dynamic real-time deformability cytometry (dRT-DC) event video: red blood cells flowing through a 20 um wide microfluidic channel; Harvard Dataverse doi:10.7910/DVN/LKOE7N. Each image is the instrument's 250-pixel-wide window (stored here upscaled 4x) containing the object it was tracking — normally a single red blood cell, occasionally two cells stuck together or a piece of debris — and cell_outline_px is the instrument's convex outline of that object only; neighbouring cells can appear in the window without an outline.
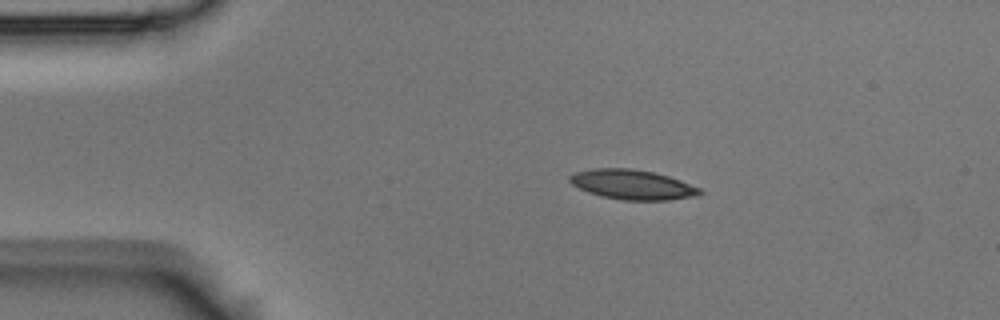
{"species": "Egyptian fruit bat (a non-hibernating species)", "species_latin": "Rousettus aegyptiacus", "temperature_condition": "room temperature", "stored_images_in_passage": 2, "camera_frame_rate_fps": 3000, "um_per_image_px": 0.085, "animal": {"sex": "male"}, "frame": {"image": 1, "passage_image": 1, "time_ms": 0.0, "image_size_px": [1000, 320], "cell_outline_px": [[704, 192], [696, 196], [668, 200], [624, 200], [600, 196], [588, 192], [572, 184], [568, 180], [568, 176], [576, 172], [592, 168], [632, 168], [652, 172], [668, 176], [680, 180], [700, 188]], "centroid_in_image_um": [53.74, 15.69], "position_along_channel_um": 31.3, "area_um2": 22.54}}